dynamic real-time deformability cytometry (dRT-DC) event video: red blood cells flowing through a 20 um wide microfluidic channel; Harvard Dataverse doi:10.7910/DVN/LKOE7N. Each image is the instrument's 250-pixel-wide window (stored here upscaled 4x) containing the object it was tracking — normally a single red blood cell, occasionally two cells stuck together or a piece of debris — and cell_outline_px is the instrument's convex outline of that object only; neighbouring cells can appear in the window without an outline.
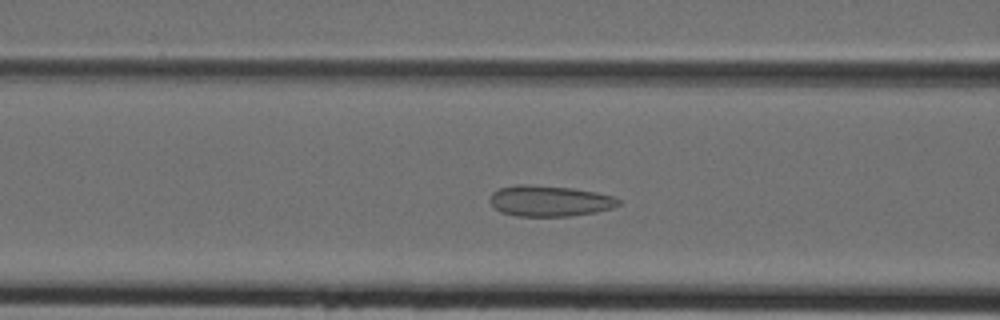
{"species": "Egyptian fruit bat (a non-hibernating species)", "species_latin": "Rousettus aegyptiacus", "temperature_condition": "cold", "stored_images_in_passage": 34, "camera_frame_rate_fps": 3000, "um_per_image_px": 0.085, "animal": {"sex": "female"}, "frame": {"image": 1, "passage_image": 8, "time_ms": 2.333, "image_size_px": [1000, 320], "cell_outline_px": [[620, 204], [612, 208], [596, 212], [568, 216], [516, 216], [500, 212], [488, 200], [492, 192], [500, 188], [516, 184], [528, 184], [572, 188], [596, 192], [612, 196], [620, 200]], "centroid_in_image_um": [46.69, 17.07], "position_along_channel_um": 119.9, "area_um2": 23.18}}
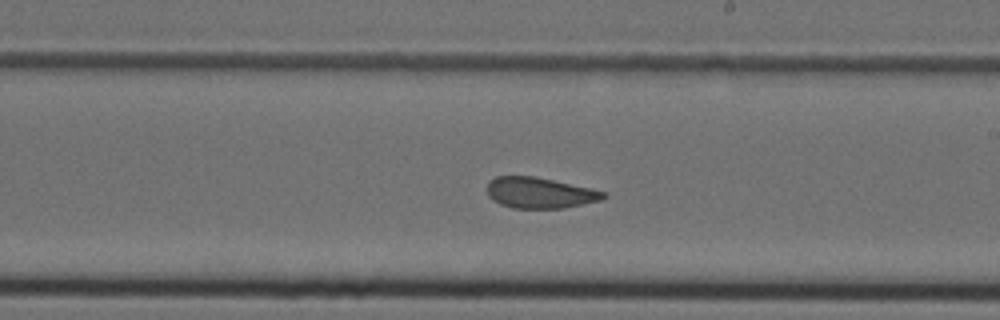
{"frame": {"image": 2, "passage_image": 16, "time_ms": 5.0, "image_size_px": [1000, 320], "cell_outline_px": [[608, 196], [600, 200], [564, 208], [512, 208], [500, 204], [492, 200], [488, 196], [488, 180], [496, 176], [532, 176], [592, 188], [608, 192]], "centroid_in_image_um": [45.88, 16.39], "position_along_channel_um": 243.1, "area_um2": 20.98}}
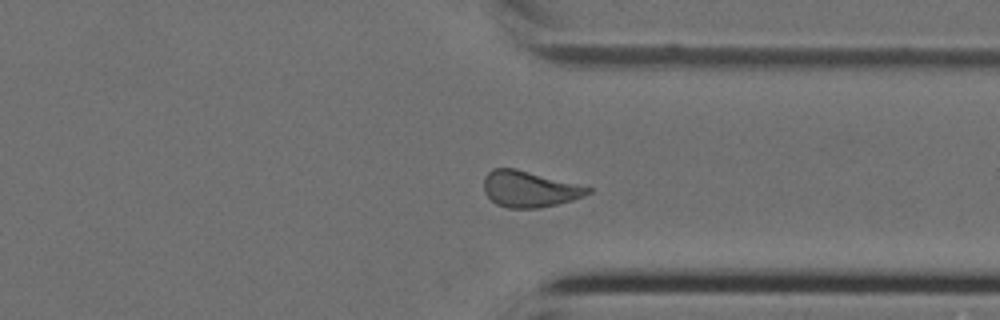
{"frame": {"image": 3, "passage_image": 24, "time_ms": 7.667, "image_size_px": [1000, 320], "cell_outline_px": [[592, 192], [584, 196], [572, 200], [540, 208], [508, 208], [496, 204], [484, 192], [484, 176], [492, 168], [516, 168], [592, 188]], "centroid_in_image_um": [44.98, 16.07], "position_along_channel_um": 366.4, "area_um2": 21.85}}